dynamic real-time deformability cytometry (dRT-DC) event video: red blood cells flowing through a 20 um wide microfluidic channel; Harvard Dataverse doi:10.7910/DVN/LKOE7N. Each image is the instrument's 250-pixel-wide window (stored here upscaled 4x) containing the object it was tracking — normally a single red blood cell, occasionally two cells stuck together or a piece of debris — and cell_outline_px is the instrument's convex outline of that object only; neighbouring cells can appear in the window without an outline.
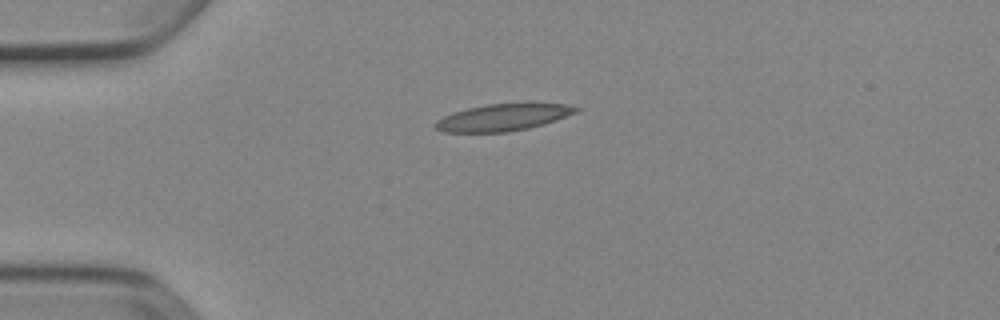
{"species": "Egyptian fruit bat (a non-hibernating species)", "species_latin": "Rousettus aegyptiacus", "temperature_condition": "cold", "stored_images_in_passage": 2, "camera_frame_rate_fps": 3000, "um_per_image_px": 0.085, "animal": {"sex": "female"}, "frame": {"image": 1, "passage_image": 2, "time_ms": 0.333, "image_size_px": [1000, 320], "cell_outline_px": [[580, 112], [544, 124], [528, 128], [508, 132], [444, 132], [436, 128], [432, 124], [436, 120], [452, 112], [484, 104], [524, 100], [564, 104], [580, 108]], "centroid_in_image_um": [42.83, 9.92], "position_along_channel_um": 42.2, "area_um2": 23.12}}